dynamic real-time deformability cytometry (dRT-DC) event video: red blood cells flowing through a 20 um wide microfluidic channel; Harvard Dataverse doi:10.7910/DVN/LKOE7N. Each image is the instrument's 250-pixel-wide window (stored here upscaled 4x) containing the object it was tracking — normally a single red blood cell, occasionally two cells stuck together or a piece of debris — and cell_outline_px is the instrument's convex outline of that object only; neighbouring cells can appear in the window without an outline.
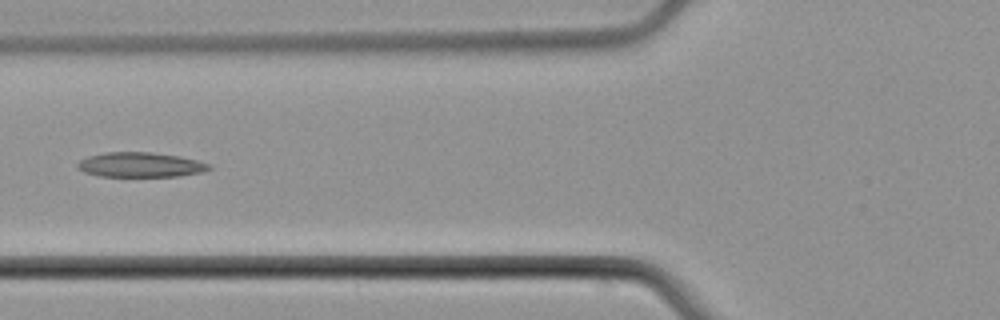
{"species": "common noctule bat (a hibernating species)", "species_latin": "Nyctalus noctula", "temperature_condition": "cold", "stored_images_in_passage": 6, "camera_frame_rate_fps": 3000, "um_per_image_px": 0.085, "animal": {"sex": "male", "body_mass_g": 21.5, "forearm_length_mm": 52.0}, "frame": {"image": 1, "passage_image": 5, "time_ms": 5.0, "image_size_px": [1000, 320], "cell_outline_px": [[212, 168], [204, 172], [176, 176], [100, 176], [84, 172], [76, 168], [76, 164], [80, 160], [88, 156], [104, 152], [152, 152], [180, 156], [196, 160], [208, 164]], "centroid_in_image_um": [11.9, 14.0], "position_along_channel_um": 113.9, "area_um2": 19.02}}
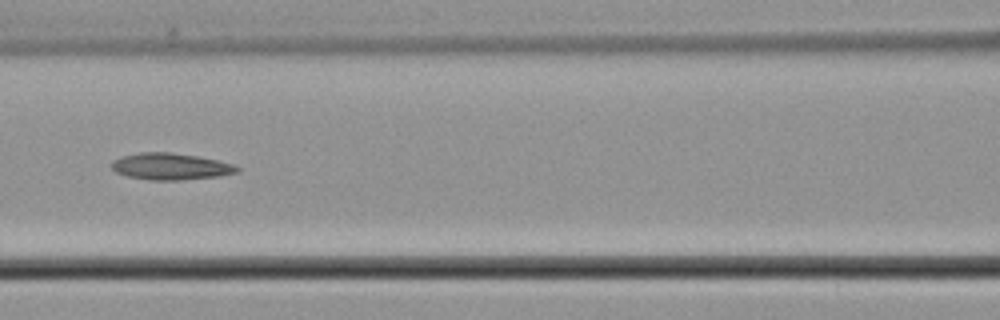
{"frame": {"image": 2, "passage_image": 6, "time_ms": 6.0, "image_size_px": [1000, 320], "cell_outline_px": [[240, 172], [220, 176], [180, 180], [148, 180], [128, 176], [116, 172], [112, 168], [112, 160], [124, 156], [140, 152], [168, 152], [196, 156], [216, 160], [232, 164], [240, 168]], "centroid_in_image_um": [14.51, 14.16], "position_along_channel_um": 152.1, "area_um2": 19.36}}